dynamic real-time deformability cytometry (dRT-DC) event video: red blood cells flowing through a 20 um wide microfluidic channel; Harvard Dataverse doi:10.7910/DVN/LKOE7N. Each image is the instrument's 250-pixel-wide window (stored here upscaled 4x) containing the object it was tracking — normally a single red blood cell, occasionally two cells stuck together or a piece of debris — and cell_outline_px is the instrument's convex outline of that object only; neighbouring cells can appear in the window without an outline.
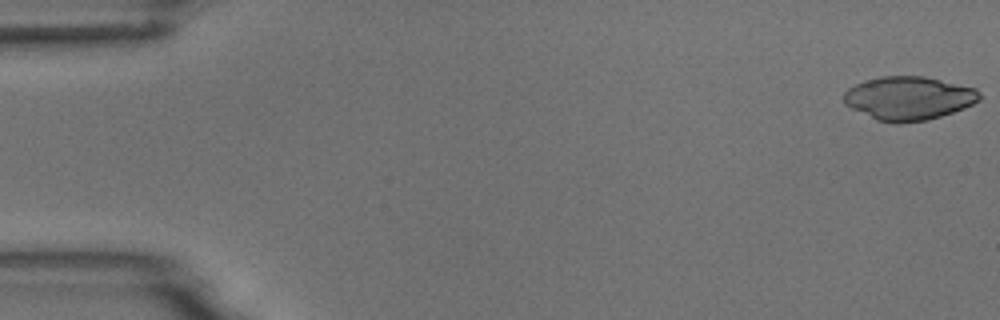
{"species": "common noctule bat (a hibernating species)", "species_latin": "Nyctalus noctula", "temperature_condition": "room temperature", "stored_images_in_passage": 5, "camera_frame_rate_fps": 3000, "um_per_image_px": 0.085, "animal": {"sex": "male", "body_mass_g": 18.8}, "frame": {"image": 1, "passage_image": 1, "time_ms": 0.0, "image_size_px": [1000, 320], "cell_outline_px": [[980, 100], [964, 108], [928, 120], [900, 124], [896, 124], [876, 120], [844, 104], [844, 92], [848, 88], [864, 80], [880, 76], [924, 76], [976, 88], [980, 92]], "centroid_in_image_um": [77.22, 8.35], "position_along_channel_um": 7.8, "area_um2": 34.56}}